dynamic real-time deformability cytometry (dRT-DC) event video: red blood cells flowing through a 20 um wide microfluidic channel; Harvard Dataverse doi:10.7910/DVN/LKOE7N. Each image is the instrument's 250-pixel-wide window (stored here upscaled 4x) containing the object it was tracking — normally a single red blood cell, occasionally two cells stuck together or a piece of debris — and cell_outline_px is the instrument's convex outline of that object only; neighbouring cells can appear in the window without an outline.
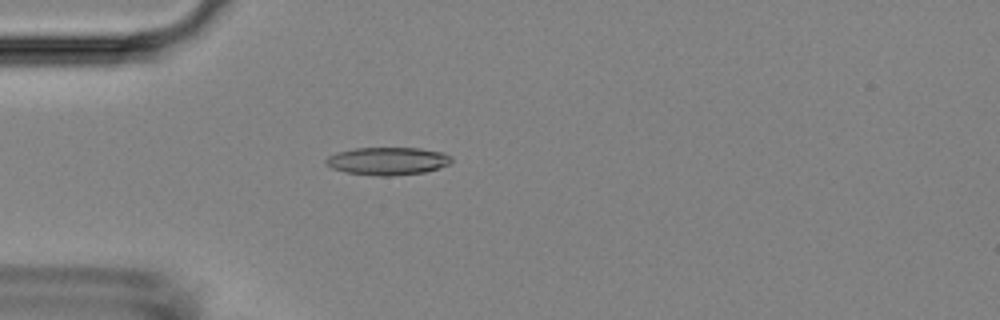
{"species": "Egyptian fruit bat (a non-hibernating species)", "species_latin": "Rousettus aegyptiacus", "temperature_condition": "room temperature", "stored_images_in_passage": 38, "camera_frame_rate_fps": 3000, "um_per_image_px": 0.085, "animal": {"sex": "female"}, "frame": {"image": 1, "passage_image": 6, "time_ms": 1.667, "image_size_px": [1000, 320], "cell_outline_px": [[452, 160], [448, 164], [440, 168], [424, 172], [392, 176], [380, 176], [344, 172], [332, 168], [324, 164], [324, 160], [328, 156], [336, 152], [356, 148], [420, 148], [444, 152], [452, 156]], "centroid_in_image_um": [32.94, 13.68], "position_along_channel_um": 52.1, "area_um2": 20.52}}
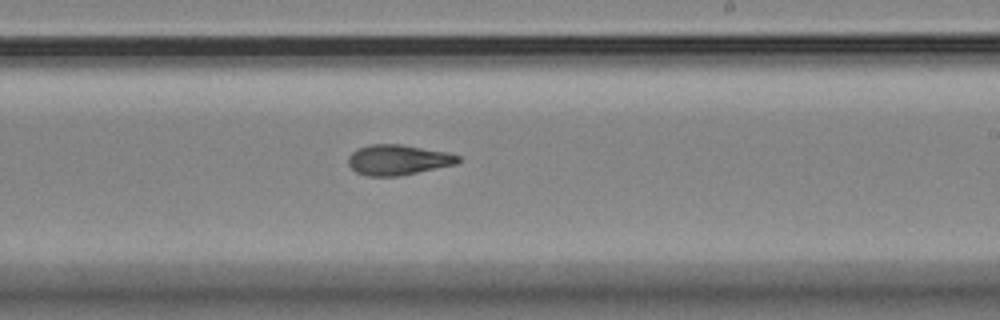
{"frame": {"image": 2, "passage_image": 23, "time_ms": 7.333, "image_size_px": [1000, 320], "cell_outline_px": [[460, 160], [456, 164], [400, 176], [368, 176], [356, 172], [348, 164], [348, 156], [356, 148], [368, 144], [400, 144], [448, 152], [460, 156]], "centroid_in_image_um": [33.81, 13.58], "position_along_channel_um": 255.2, "area_um2": 19.54}}
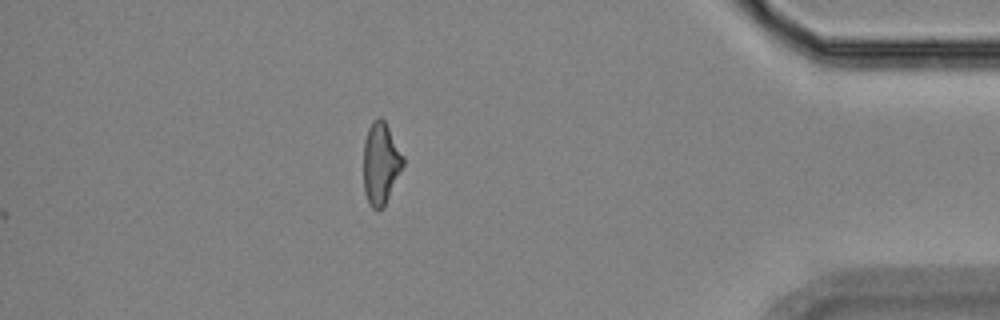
{"frame": {"image": 3, "passage_image": 38, "time_ms": 12.333, "image_size_px": [1000, 320], "cell_outline_px": [[404, 164], [384, 208], [376, 212], [368, 204], [364, 192], [364, 140], [368, 128], [372, 120], [380, 116], [384, 120], [404, 156]], "centroid_in_image_um": [32.36, 13.92], "position_along_channel_um": 402.8, "area_um2": 19.13}, "authors_computed_cell_mechanics": {"area_um2": 19.4208, "velocity_mm_per_s": 3.7303, "shape_relaxation_time_tau1_ms": 5.0792, "shape_relaxation_time_tau2_ms": 2.4671, "deformation_change_tau1": 0.1649, "deformation_change_tau2": 0.1041}}